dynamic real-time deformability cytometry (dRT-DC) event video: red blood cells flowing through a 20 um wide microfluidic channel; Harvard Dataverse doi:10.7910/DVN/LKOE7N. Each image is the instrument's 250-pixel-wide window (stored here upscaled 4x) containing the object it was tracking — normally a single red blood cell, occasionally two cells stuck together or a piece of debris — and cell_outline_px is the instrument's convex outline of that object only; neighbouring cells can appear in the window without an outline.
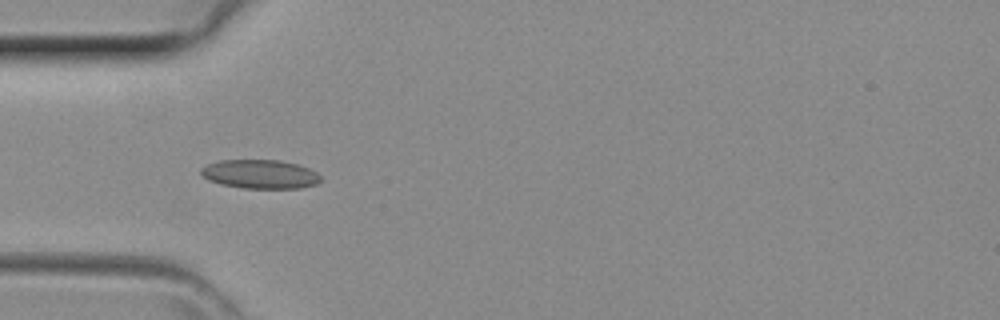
{"species": "common noctule bat (a hibernating species)", "species_latin": "Nyctalus noctula", "temperature_condition": "room temperature", "stored_images_in_passage": 28, "camera_frame_rate_fps": 3000, "um_per_image_px": 0.085, "animal": {"sex": "female", "body_mass_g": 29.2, "forearm_length_mm": 56.3}, "frame": {"image": 1, "passage_image": 4, "time_ms": 1.0, "image_size_px": [1000, 320], "cell_outline_px": [[320, 180], [316, 184], [300, 188], [244, 188], [220, 184], [208, 180], [200, 172], [200, 168], [208, 164], [220, 160], [280, 160], [296, 164], [308, 168], [316, 172], [320, 176]], "centroid_in_image_um": [22.09, 14.8], "position_along_channel_um": 62.9, "area_um2": 20.06}}
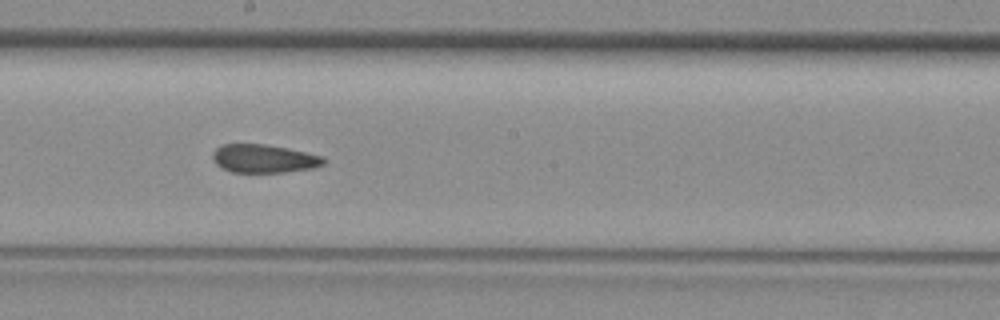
{"frame": {"image": 2, "passage_image": 14, "time_ms": 4.333, "image_size_px": [1000, 320], "cell_outline_px": [[328, 160], [324, 164], [312, 168], [284, 172], [232, 172], [216, 164], [212, 156], [212, 152], [216, 148], [224, 144], [264, 144], [288, 148], [324, 156]], "centroid_in_image_um": [22.47, 13.47], "position_along_channel_um": 225.7, "area_um2": 18.32}}
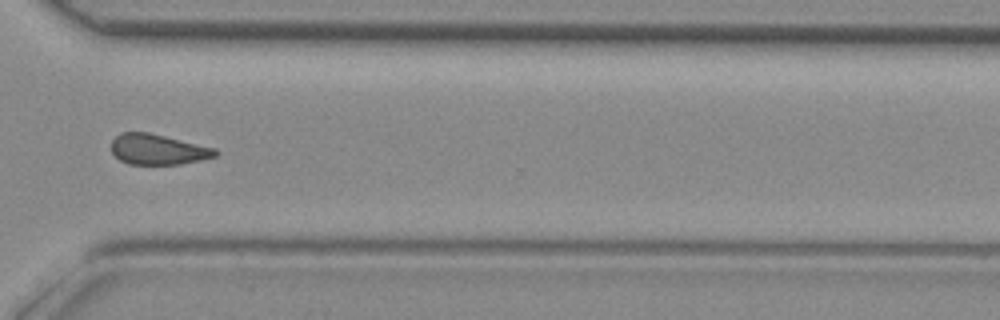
{"frame": {"image": 3, "passage_image": 22, "time_ms": 7.0, "image_size_px": [1000, 320], "cell_outline_px": [[220, 152], [216, 156], [200, 160], [180, 164], [128, 164], [120, 160], [112, 152], [112, 140], [120, 132], [148, 132], [216, 148]], "centroid_in_image_um": [13.43, 12.7], "position_along_channel_um": 357.2, "area_um2": 18.44}}